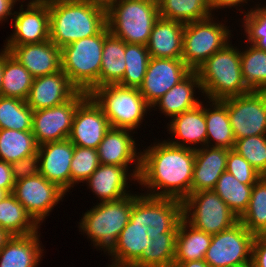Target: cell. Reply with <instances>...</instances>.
I'll return each instance as SVG.
<instances>
[{"instance_id":"cell-29","label":"cell","mask_w":266,"mask_h":267,"mask_svg":"<svg viewBox=\"0 0 266 267\" xmlns=\"http://www.w3.org/2000/svg\"><path fill=\"white\" fill-rule=\"evenodd\" d=\"M211 239V234L195 228L182 218L176 237L173 267L182 262L204 260Z\"/></svg>"},{"instance_id":"cell-50","label":"cell","mask_w":266,"mask_h":267,"mask_svg":"<svg viewBox=\"0 0 266 267\" xmlns=\"http://www.w3.org/2000/svg\"><path fill=\"white\" fill-rule=\"evenodd\" d=\"M14 4L12 0H0V22L5 20L7 16L12 17V15H14V13H12Z\"/></svg>"},{"instance_id":"cell-33","label":"cell","mask_w":266,"mask_h":267,"mask_svg":"<svg viewBox=\"0 0 266 267\" xmlns=\"http://www.w3.org/2000/svg\"><path fill=\"white\" fill-rule=\"evenodd\" d=\"M4 49V71L0 95L25 101L31 89L34 77Z\"/></svg>"},{"instance_id":"cell-53","label":"cell","mask_w":266,"mask_h":267,"mask_svg":"<svg viewBox=\"0 0 266 267\" xmlns=\"http://www.w3.org/2000/svg\"><path fill=\"white\" fill-rule=\"evenodd\" d=\"M3 71H4V50L0 52V89L2 86Z\"/></svg>"},{"instance_id":"cell-35","label":"cell","mask_w":266,"mask_h":267,"mask_svg":"<svg viewBox=\"0 0 266 267\" xmlns=\"http://www.w3.org/2000/svg\"><path fill=\"white\" fill-rule=\"evenodd\" d=\"M177 233L150 234L152 242L131 267H173Z\"/></svg>"},{"instance_id":"cell-2","label":"cell","mask_w":266,"mask_h":267,"mask_svg":"<svg viewBox=\"0 0 266 267\" xmlns=\"http://www.w3.org/2000/svg\"><path fill=\"white\" fill-rule=\"evenodd\" d=\"M49 39L63 48L97 35L107 25L106 6L85 0H49Z\"/></svg>"},{"instance_id":"cell-14","label":"cell","mask_w":266,"mask_h":267,"mask_svg":"<svg viewBox=\"0 0 266 267\" xmlns=\"http://www.w3.org/2000/svg\"><path fill=\"white\" fill-rule=\"evenodd\" d=\"M27 213L39 224L66 192L40 173L15 182L12 193Z\"/></svg>"},{"instance_id":"cell-30","label":"cell","mask_w":266,"mask_h":267,"mask_svg":"<svg viewBox=\"0 0 266 267\" xmlns=\"http://www.w3.org/2000/svg\"><path fill=\"white\" fill-rule=\"evenodd\" d=\"M212 108H204V115L207 125L206 146L210 141H215L211 147L226 148L233 150L235 146V136L229 121L227 106L222 100H210ZM212 109V110H211Z\"/></svg>"},{"instance_id":"cell-10","label":"cell","mask_w":266,"mask_h":267,"mask_svg":"<svg viewBox=\"0 0 266 267\" xmlns=\"http://www.w3.org/2000/svg\"><path fill=\"white\" fill-rule=\"evenodd\" d=\"M255 235L240 221L231 228L212 235L204 260L210 267H236L252 263Z\"/></svg>"},{"instance_id":"cell-52","label":"cell","mask_w":266,"mask_h":267,"mask_svg":"<svg viewBox=\"0 0 266 267\" xmlns=\"http://www.w3.org/2000/svg\"><path fill=\"white\" fill-rule=\"evenodd\" d=\"M11 235L0 227V250L5 246Z\"/></svg>"},{"instance_id":"cell-54","label":"cell","mask_w":266,"mask_h":267,"mask_svg":"<svg viewBox=\"0 0 266 267\" xmlns=\"http://www.w3.org/2000/svg\"><path fill=\"white\" fill-rule=\"evenodd\" d=\"M85 1H92L107 6L112 0H85Z\"/></svg>"},{"instance_id":"cell-39","label":"cell","mask_w":266,"mask_h":267,"mask_svg":"<svg viewBox=\"0 0 266 267\" xmlns=\"http://www.w3.org/2000/svg\"><path fill=\"white\" fill-rule=\"evenodd\" d=\"M241 71L246 86L251 91H266V51L250 45L240 51Z\"/></svg>"},{"instance_id":"cell-41","label":"cell","mask_w":266,"mask_h":267,"mask_svg":"<svg viewBox=\"0 0 266 267\" xmlns=\"http://www.w3.org/2000/svg\"><path fill=\"white\" fill-rule=\"evenodd\" d=\"M150 58L146 45L126 43V69L119 85L139 88L143 84Z\"/></svg>"},{"instance_id":"cell-17","label":"cell","mask_w":266,"mask_h":267,"mask_svg":"<svg viewBox=\"0 0 266 267\" xmlns=\"http://www.w3.org/2000/svg\"><path fill=\"white\" fill-rule=\"evenodd\" d=\"M110 128L102 108L88 95L77 107L68 139L75 146L97 149Z\"/></svg>"},{"instance_id":"cell-55","label":"cell","mask_w":266,"mask_h":267,"mask_svg":"<svg viewBox=\"0 0 266 267\" xmlns=\"http://www.w3.org/2000/svg\"><path fill=\"white\" fill-rule=\"evenodd\" d=\"M9 193L5 189L0 188V201L3 200Z\"/></svg>"},{"instance_id":"cell-8","label":"cell","mask_w":266,"mask_h":267,"mask_svg":"<svg viewBox=\"0 0 266 267\" xmlns=\"http://www.w3.org/2000/svg\"><path fill=\"white\" fill-rule=\"evenodd\" d=\"M183 218L195 228L211 235L239 222L238 216L214 190L191 193L183 201Z\"/></svg>"},{"instance_id":"cell-15","label":"cell","mask_w":266,"mask_h":267,"mask_svg":"<svg viewBox=\"0 0 266 267\" xmlns=\"http://www.w3.org/2000/svg\"><path fill=\"white\" fill-rule=\"evenodd\" d=\"M14 15L11 19L14 33L4 46H19L49 40V0H31L25 11L22 4L20 11H14Z\"/></svg>"},{"instance_id":"cell-38","label":"cell","mask_w":266,"mask_h":267,"mask_svg":"<svg viewBox=\"0 0 266 267\" xmlns=\"http://www.w3.org/2000/svg\"><path fill=\"white\" fill-rule=\"evenodd\" d=\"M239 221L254 235L266 234V176L253 185L248 208Z\"/></svg>"},{"instance_id":"cell-1","label":"cell","mask_w":266,"mask_h":267,"mask_svg":"<svg viewBox=\"0 0 266 267\" xmlns=\"http://www.w3.org/2000/svg\"><path fill=\"white\" fill-rule=\"evenodd\" d=\"M140 154L137 182L150 188L151 192L146 195L183 202L191 194L195 149L175 146L164 140Z\"/></svg>"},{"instance_id":"cell-31","label":"cell","mask_w":266,"mask_h":267,"mask_svg":"<svg viewBox=\"0 0 266 267\" xmlns=\"http://www.w3.org/2000/svg\"><path fill=\"white\" fill-rule=\"evenodd\" d=\"M0 227L11 236L30 235L39 229V225L12 193L0 201Z\"/></svg>"},{"instance_id":"cell-19","label":"cell","mask_w":266,"mask_h":267,"mask_svg":"<svg viewBox=\"0 0 266 267\" xmlns=\"http://www.w3.org/2000/svg\"><path fill=\"white\" fill-rule=\"evenodd\" d=\"M131 130L121 128H110L97 148L100 164H111L125 167L135 162L132 179L138 180L141 167V152L136 153L135 140L129 134ZM138 154V155H137Z\"/></svg>"},{"instance_id":"cell-20","label":"cell","mask_w":266,"mask_h":267,"mask_svg":"<svg viewBox=\"0 0 266 267\" xmlns=\"http://www.w3.org/2000/svg\"><path fill=\"white\" fill-rule=\"evenodd\" d=\"M183 218V202L173 198L142 195V222L147 235L177 233Z\"/></svg>"},{"instance_id":"cell-22","label":"cell","mask_w":266,"mask_h":267,"mask_svg":"<svg viewBox=\"0 0 266 267\" xmlns=\"http://www.w3.org/2000/svg\"><path fill=\"white\" fill-rule=\"evenodd\" d=\"M4 47L34 78L61 70V48L50 39L41 43Z\"/></svg>"},{"instance_id":"cell-3","label":"cell","mask_w":266,"mask_h":267,"mask_svg":"<svg viewBox=\"0 0 266 267\" xmlns=\"http://www.w3.org/2000/svg\"><path fill=\"white\" fill-rule=\"evenodd\" d=\"M231 45L228 43L215 52L196 70L202 93L209 100H222L251 92L242 76L240 51Z\"/></svg>"},{"instance_id":"cell-18","label":"cell","mask_w":266,"mask_h":267,"mask_svg":"<svg viewBox=\"0 0 266 267\" xmlns=\"http://www.w3.org/2000/svg\"><path fill=\"white\" fill-rule=\"evenodd\" d=\"M39 173L67 192L71 188L74 145L69 139L39 145Z\"/></svg>"},{"instance_id":"cell-57","label":"cell","mask_w":266,"mask_h":267,"mask_svg":"<svg viewBox=\"0 0 266 267\" xmlns=\"http://www.w3.org/2000/svg\"><path fill=\"white\" fill-rule=\"evenodd\" d=\"M236 267H253L252 263H246L244 265L236 266Z\"/></svg>"},{"instance_id":"cell-51","label":"cell","mask_w":266,"mask_h":267,"mask_svg":"<svg viewBox=\"0 0 266 267\" xmlns=\"http://www.w3.org/2000/svg\"><path fill=\"white\" fill-rule=\"evenodd\" d=\"M177 267H210L205 260L187 261L180 263Z\"/></svg>"},{"instance_id":"cell-6","label":"cell","mask_w":266,"mask_h":267,"mask_svg":"<svg viewBox=\"0 0 266 267\" xmlns=\"http://www.w3.org/2000/svg\"><path fill=\"white\" fill-rule=\"evenodd\" d=\"M89 95L102 108L112 128L133 131L139 127L147 109L152 108L140 94L139 88L105 85L94 89Z\"/></svg>"},{"instance_id":"cell-47","label":"cell","mask_w":266,"mask_h":267,"mask_svg":"<svg viewBox=\"0 0 266 267\" xmlns=\"http://www.w3.org/2000/svg\"><path fill=\"white\" fill-rule=\"evenodd\" d=\"M253 267H266V234L255 235L252 246Z\"/></svg>"},{"instance_id":"cell-7","label":"cell","mask_w":266,"mask_h":267,"mask_svg":"<svg viewBox=\"0 0 266 267\" xmlns=\"http://www.w3.org/2000/svg\"><path fill=\"white\" fill-rule=\"evenodd\" d=\"M132 207L133 194L117 201L100 202L85 212L79 228L96 248H104V252H108L127 225Z\"/></svg>"},{"instance_id":"cell-27","label":"cell","mask_w":266,"mask_h":267,"mask_svg":"<svg viewBox=\"0 0 266 267\" xmlns=\"http://www.w3.org/2000/svg\"><path fill=\"white\" fill-rule=\"evenodd\" d=\"M38 232L25 236H11L0 250V267H37L42 249Z\"/></svg>"},{"instance_id":"cell-42","label":"cell","mask_w":266,"mask_h":267,"mask_svg":"<svg viewBox=\"0 0 266 267\" xmlns=\"http://www.w3.org/2000/svg\"><path fill=\"white\" fill-rule=\"evenodd\" d=\"M233 150L244 157L262 176H266V135L237 139Z\"/></svg>"},{"instance_id":"cell-34","label":"cell","mask_w":266,"mask_h":267,"mask_svg":"<svg viewBox=\"0 0 266 267\" xmlns=\"http://www.w3.org/2000/svg\"><path fill=\"white\" fill-rule=\"evenodd\" d=\"M38 147L32 131L0 129V160L11 164L37 154Z\"/></svg>"},{"instance_id":"cell-32","label":"cell","mask_w":266,"mask_h":267,"mask_svg":"<svg viewBox=\"0 0 266 267\" xmlns=\"http://www.w3.org/2000/svg\"><path fill=\"white\" fill-rule=\"evenodd\" d=\"M126 43L111 33L105 38L100 71V87L119 84L126 69Z\"/></svg>"},{"instance_id":"cell-25","label":"cell","mask_w":266,"mask_h":267,"mask_svg":"<svg viewBox=\"0 0 266 267\" xmlns=\"http://www.w3.org/2000/svg\"><path fill=\"white\" fill-rule=\"evenodd\" d=\"M202 105L200 103L196 107L171 118L168 130L174 135L175 140L179 138L178 140L182 141L171 140L168 141L170 144L193 149L196 148L190 147L188 144L200 143L201 146H206L207 125Z\"/></svg>"},{"instance_id":"cell-28","label":"cell","mask_w":266,"mask_h":267,"mask_svg":"<svg viewBox=\"0 0 266 267\" xmlns=\"http://www.w3.org/2000/svg\"><path fill=\"white\" fill-rule=\"evenodd\" d=\"M194 87L203 90L198 74L196 71H191L182 81L159 98L152 107L159 105L160 111L171 118L190 110L202 103L198 98H194Z\"/></svg>"},{"instance_id":"cell-4","label":"cell","mask_w":266,"mask_h":267,"mask_svg":"<svg viewBox=\"0 0 266 267\" xmlns=\"http://www.w3.org/2000/svg\"><path fill=\"white\" fill-rule=\"evenodd\" d=\"M106 25L97 35L79 39L61 48V70L79 90L90 94L100 87V71Z\"/></svg>"},{"instance_id":"cell-48","label":"cell","mask_w":266,"mask_h":267,"mask_svg":"<svg viewBox=\"0 0 266 267\" xmlns=\"http://www.w3.org/2000/svg\"><path fill=\"white\" fill-rule=\"evenodd\" d=\"M15 181L11 171V164L0 160V188L9 194L13 193Z\"/></svg>"},{"instance_id":"cell-43","label":"cell","mask_w":266,"mask_h":267,"mask_svg":"<svg viewBox=\"0 0 266 267\" xmlns=\"http://www.w3.org/2000/svg\"><path fill=\"white\" fill-rule=\"evenodd\" d=\"M100 165L97 149L74 145L71 161V187L86 181Z\"/></svg>"},{"instance_id":"cell-40","label":"cell","mask_w":266,"mask_h":267,"mask_svg":"<svg viewBox=\"0 0 266 267\" xmlns=\"http://www.w3.org/2000/svg\"><path fill=\"white\" fill-rule=\"evenodd\" d=\"M33 110L26 101L0 95V129L32 131Z\"/></svg>"},{"instance_id":"cell-36","label":"cell","mask_w":266,"mask_h":267,"mask_svg":"<svg viewBox=\"0 0 266 267\" xmlns=\"http://www.w3.org/2000/svg\"><path fill=\"white\" fill-rule=\"evenodd\" d=\"M253 185L242 184L232 174L224 171L213 190L240 218L248 208Z\"/></svg>"},{"instance_id":"cell-49","label":"cell","mask_w":266,"mask_h":267,"mask_svg":"<svg viewBox=\"0 0 266 267\" xmlns=\"http://www.w3.org/2000/svg\"><path fill=\"white\" fill-rule=\"evenodd\" d=\"M247 0H207L208 5L210 7V10L213 11V9H221V8H226V7H233V6H238V4L241 3H247ZM226 6V7H225Z\"/></svg>"},{"instance_id":"cell-26","label":"cell","mask_w":266,"mask_h":267,"mask_svg":"<svg viewBox=\"0 0 266 267\" xmlns=\"http://www.w3.org/2000/svg\"><path fill=\"white\" fill-rule=\"evenodd\" d=\"M128 170L117 165L100 164L91 176L85 181L95 195L100 198V202L117 201L131 195L125 189L127 183Z\"/></svg>"},{"instance_id":"cell-11","label":"cell","mask_w":266,"mask_h":267,"mask_svg":"<svg viewBox=\"0 0 266 267\" xmlns=\"http://www.w3.org/2000/svg\"><path fill=\"white\" fill-rule=\"evenodd\" d=\"M222 101L227 106L235 140L266 135V91H251Z\"/></svg>"},{"instance_id":"cell-13","label":"cell","mask_w":266,"mask_h":267,"mask_svg":"<svg viewBox=\"0 0 266 267\" xmlns=\"http://www.w3.org/2000/svg\"><path fill=\"white\" fill-rule=\"evenodd\" d=\"M88 95L78 91L61 105L33 111L32 133L37 144L68 139L77 107Z\"/></svg>"},{"instance_id":"cell-23","label":"cell","mask_w":266,"mask_h":267,"mask_svg":"<svg viewBox=\"0 0 266 267\" xmlns=\"http://www.w3.org/2000/svg\"><path fill=\"white\" fill-rule=\"evenodd\" d=\"M228 151L219 147H196L191 193L214 189L218 178L226 171Z\"/></svg>"},{"instance_id":"cell-9","label":"cell","mask_w":266,"mask_h":267,"mask_svg":"<svg viewBox=\"0 0 266 267\" xmlns=\"http://www.w3.org/2000/svg\"><path fill=\"white\" fill-rule=\"evenodd\" d=\"M212 16L184 25L182 60L196 71L209 57L229 43L231 31Z\"/></svg>"},{"instance_id":"cell-44","label":"cell","mask_w":266,"mask_h":267,"mask_svg":"<svg viewBox=\"0 0 266 267\" xmlns=\"http://www.w3.org/2000/svg\"><path fill=\"white\" fill-rule=\"evenodd\" d=\"M243 21L247 42L266 51V6L245 12Z\"/></svg>"},{"instance_id":"cell-46","label":"cell","mask_w":266,"mask_h":267,"mask_svg":"<svg viewBox=\"0 0 266 267\" xmlns=\"http://www.w3.org/2000/svg\"><path fill=\"white\" fill-rule=\"evenodd\" d=\"M11 171L15 182L39 174L38 153L11 163Z\"/></svg>"},{"instance_id":"cell-24","label":"cell","mask_w":266,"mask_h":267,"mask_svg":"<svg viewBox=\"0 0 266 267\" xmlns=\"http://www.w3.org/2000/svg\"><path fill=\"white\" fill-rule=\"evenodd\" d=\"M184 23L159 17L151 31L147 50L151 58L182 59Z\"/></svg>"},{"instance_id":"cell-16","label":"cell","mask_w":266,"mask_h":267,"mask_svg":"<svg viewBox=\"0 0 266 267\" xmlns=\"http://www.w3.org/2000/svg\"><path fill=\"white\" fill-rule=\"evenodd\" d=\"M191 71L182 59L150 58L143 84L139 87L140 94L152 107Z\"/></svg>"},{"instance_id":"cell-37","label":"cell","mask_w":266,"mask_h":267,"mask_svg":"<svg viewBox=\"0 0 266 267\" xmlns=\"http://www.w3.org/2000/svg\"><path fill=\"white\" fill-rule=\"evenodd\" d=\"M159 17L184 24L213 16L207 0H161Z\"/></svg>"},{"instance_id":"cell-5","label":"cell","mask_w":266,"mask_h":267,"mask_svg":"<svg viewBox=\"0 0 266 267\" xmlns=\"http://www.w3.org/2000/svg\"><path fill=\"white\" fill-rule=\"evenodd\" d=\"M110 33L125 43L147 45L159 8L145 0H112L107 6Z\"/></svg>"},{"instance_id":"cell-21","label":"cell","mask_w":266,"mask_h":267,"mask_svg":"<svg viewBox=\"0 0 266 267\" xmlns=\"http://www.w3.org/2000/svg\"><path fill=\"white\" fill-rule=\"evenodd\" d=\"M79 90L62 71L33 79L26 104L33 110L47 109L70 100Z\"/></svg>"},{"instance_id":"cell-56","label":"cell","mask_w":266,"mask_h":267,"mask_svg":"<svg viewBox=\"0 0 266 267\" xmlns=\"http://www.w3.org/2000/svg\"><path fill=\"white\" fill-rule=\"evenodd\" d=\"M145 1H149V2H152V3H155L156 5H159L161 0H145Z\"/></svg>"},{"instance_id":"cell-45","label":"cell","mask_w":266,"mask_h":267,"mask_svg":"<svg viewBox=\"0 0 266 267\" xmlns=\"http://www.w3.org/2000/svg\"><path fill=\"white\" fill-rule=\"evenodd\" d=\"M226 171L232 174L242 184H255L262 175L235 150H229Z\"/></svg>"},{"instance_id":"cell-12","label":"cell","mask_w":266,"mask_h":267,"mask_svg":"<svg viewBox=\"0 0 266 267\" xmlns=\"http://www.w3.org/2000/svg\"><path fill=\"white\" fill-rule=\"evenodd\" d=\"M147 229V225L142 222V194H135L129 221L121 231L117 242L107 252L114 258L112 265L108 266L131 267L152 242L146 233Z\"/></svg>"}]
</instances>
